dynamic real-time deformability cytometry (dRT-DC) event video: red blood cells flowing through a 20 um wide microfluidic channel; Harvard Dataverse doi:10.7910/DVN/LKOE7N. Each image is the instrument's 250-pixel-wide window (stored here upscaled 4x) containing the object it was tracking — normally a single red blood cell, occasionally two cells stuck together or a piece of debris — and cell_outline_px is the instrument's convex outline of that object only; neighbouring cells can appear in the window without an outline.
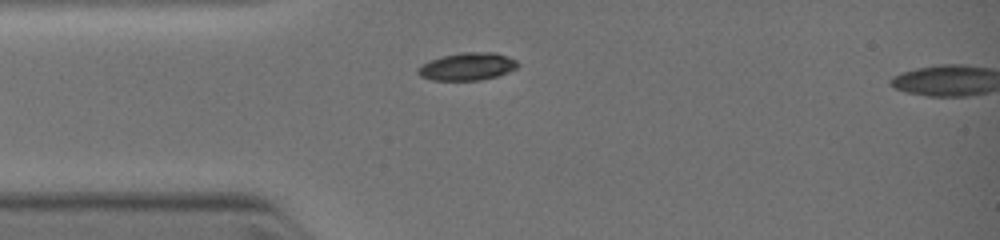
{"species": "common noctule bat (a hibernating species)", "species_latin": "Nyctalus noctula", "temperature_condition": "warm", "stored_images_in_passage": 4, "camera_frame_rate_fps": 3000, "um_per_image_px": 0.085, "animal": {"sex": "female", "body_mass_g": 19.0, "forearm_length_mm": 51.5}, "frame": {"image": 1, "passage_image": 4, "time_ms": 2.333, "image_size_px": [1000, 240], "cell_outline_px": [[520, 64], [516, 68], [508, 72], [496, 76], [480, 80], [432, 80], [420, 76], [416, 72], [416, 68], [428, 60], [440, 56], [460, 52], [496, 52], [508, 56], [516, 60]], "centroid_in_image_um": [39.7, 5.64], "position_along_channel_um": 45.3, "area_um2": 16.3}}